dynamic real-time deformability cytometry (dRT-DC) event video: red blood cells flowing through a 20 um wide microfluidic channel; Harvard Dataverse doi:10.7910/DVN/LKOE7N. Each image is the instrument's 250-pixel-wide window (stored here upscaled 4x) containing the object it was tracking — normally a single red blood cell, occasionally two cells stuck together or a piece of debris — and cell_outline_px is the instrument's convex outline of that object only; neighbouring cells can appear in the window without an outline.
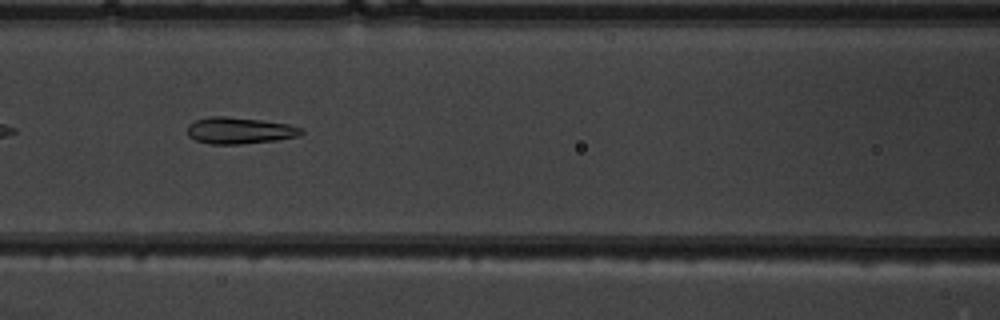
{"species": "common noctule bat (a hibernating species)", "species_latin": "Nyctalus noctula", "temperature_condition": "warm", "stored_images_in_passage": 36, "camera_frame_rate_fps": 3000, "um_per_image_px": 0.085, "animal": {"sex": "male", "body_mass_g": 19.5, "forearm_length_mm": 54.6}, "frame": {"image": 1, "passage_image": 8, "time_ms": 2.333, "image_size_px": [1000, 320], "cell_outline_px": [[304, 132], [300, 136], [276, 140], [240, 144], [208, 144], [196, 140], [188, 136], [188, 124], [196, 120], [212, 116], [224, 116], [260, 120], [288, 124], [300, 128]], "centroid_in_image_um": [20.35, 11.1], "position_along_channel_um": 146.3, "area_um2": 17.51}}
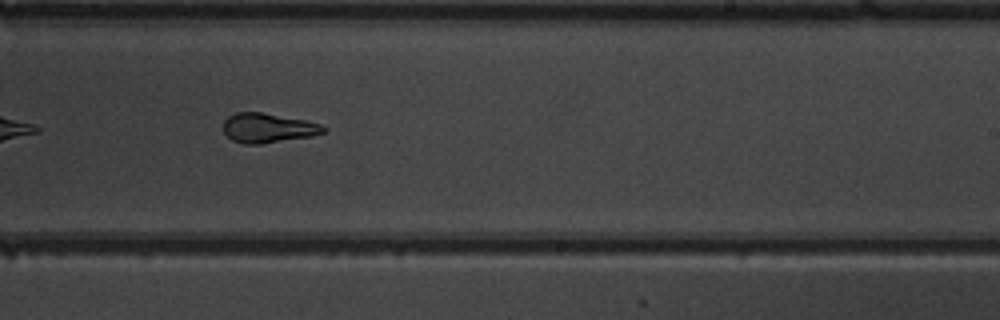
{"frame": {"image": 2, "passage_image": 17, "time_ms": 5.333, "image_size_px": [1000, 320], "cell_outline_px": [[328, 128], [324, 132], [312, 136], [260, 144], [244, 144], [232, 140], [224, 132], [224, 120], [228, 116], [236, 112], [260, 112], [304, 120], [320, 124]], "centroid_in_image_um": [22.77, 10.88], "position_along_channel_um": 266.2, "area_um2": 17.11}}
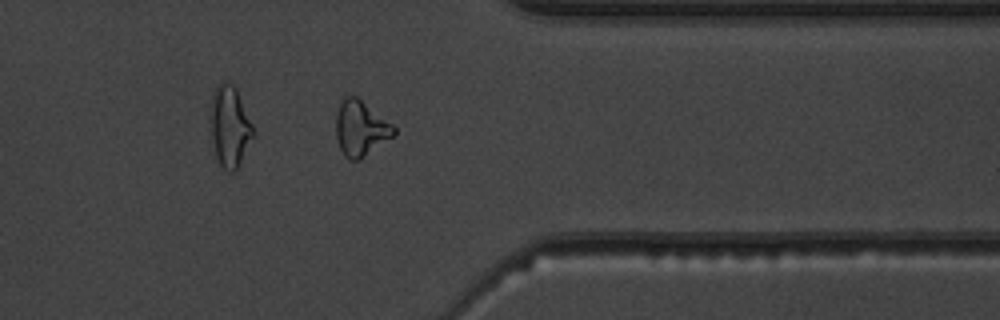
{"frame": {"image": 3, "passage_image": 26, "time_ms": 8.333, "image_size_px": [1000, 320], "cell_outline_px": [[396, 132], [392, 136], [360, 160], [352, 160], [344, 156], [340, 148], [336, 136], [336, 112], [340, 104], [348, 96], [356, 96], [392, 124], [396, 128]], "centroid_in_image_um": [30.64, 10.93], "position_along_channel_um": 380.8, "area_um2": 18.26}, "authors_computed_cell_mechanics": {"area_um2": 17.918, "velocity_mm_per_s": 4.0093, "shape_relaxation_time_tau1_ms": 5.4771, "shape_relaxation_time_tau2_ms": 1.1999, "deformation_change_tau1": 0.1998, "deformation_change_tau2": 0.0787}}